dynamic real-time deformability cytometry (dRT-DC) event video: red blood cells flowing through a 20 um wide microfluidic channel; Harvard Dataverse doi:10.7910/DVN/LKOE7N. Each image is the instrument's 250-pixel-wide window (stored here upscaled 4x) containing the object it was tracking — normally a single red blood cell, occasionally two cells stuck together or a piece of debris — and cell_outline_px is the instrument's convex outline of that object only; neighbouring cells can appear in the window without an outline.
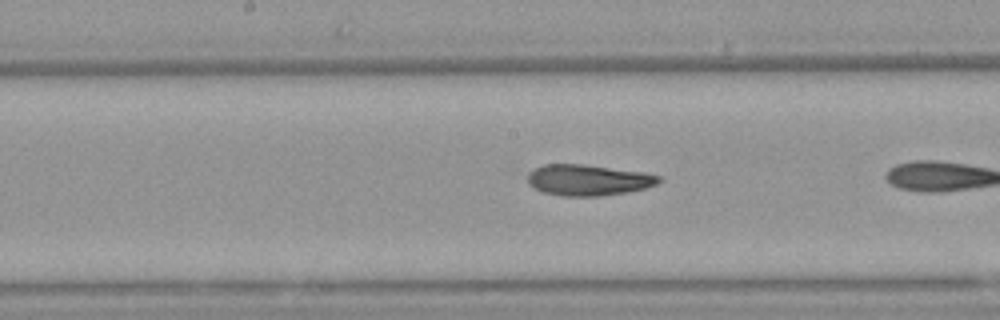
{"species": "Egyptian fruit bat (a non-hibernating species)", "species_latin": "Rousettus aegyptiacus", "temperature_condition": "warm", "stored_images_in_passage": 12, "camera_frame_rate_fps": 3000, "um_per_image_px": 0.085, "animal": {"sex": "female"}, "frame": {"image": 1, "passage_image": 10, "time_ms": 3.0, "image_size_px": [1000, 320], "cell_outline_px": [[660, 180], [656, 184], [644, 188], [628, 192], [600, 196], [564, 196], [544, 192], [528, 184], [528, 172], [544, 164], [584, 164], [644, 172], [660, 176]], "centroid_in_image_um": [49.99, 15.3], "position_along_channel_um": 198.2, "area_um2": 23.58}}